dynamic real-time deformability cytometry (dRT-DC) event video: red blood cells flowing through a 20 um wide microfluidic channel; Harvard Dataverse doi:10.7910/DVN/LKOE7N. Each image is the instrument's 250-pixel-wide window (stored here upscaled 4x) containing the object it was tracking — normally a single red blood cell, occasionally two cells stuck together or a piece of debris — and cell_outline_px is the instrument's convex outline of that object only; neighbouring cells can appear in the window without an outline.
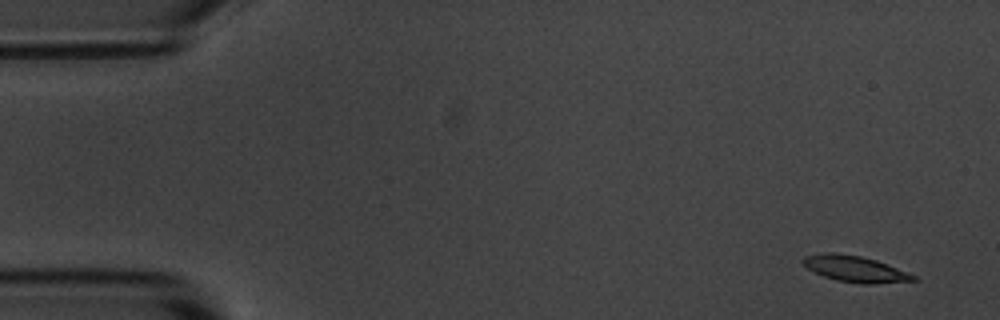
{"species": "common noctule bat (a hibernating species)", "species_latin": "Nyctalus noctula", "temperature_condition": "room temperature", "stored_images_in_passage": 7, "camera_frame_rate_fps": 3000, "um_per_image_px": 0.085, "animal": {"sex": "male", "body_mass_g": 20.1, "forearm_length_mm": 53.5}, "frame": {"image": 1, "passage_image": 1, "time_ms": 0.0, "image_size_px": [1000, 320], "cell_outline_px": [[920, 280], [872, 284], [860, 284], [836, 280], [824, 276], [808, 268], [800, 260], [804, 256], [828, 252], [836, 252], [860, 256], [876, 260], [916, 276]], "centroid_in_image_um": [72.67, 22.86], "position_along_channel_um": 12.3, "area_um2": 16.7}}
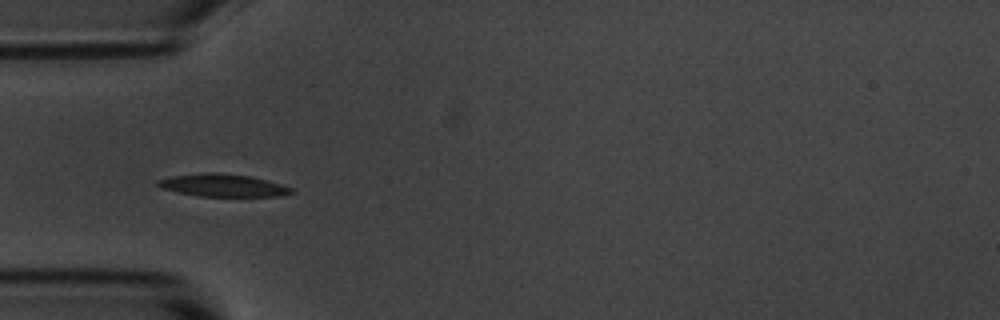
{"frame": {"image": 2, "passage_image": 5, "time_ms": 4.667, "image_size_px": [1000, 320], "cell_outline_px": [[292, 192], [280, 196], [200, 196], [176, 192], [160, 188], [156, 184], [156, 180], [172, 176], [208, 172], [216, 172], [252, 176], [280, 184], [292, 188]], "centroid_in_image_um": [18.89, 15.75], "position_along_channel_um": 66.1, "area_um2": 17.51}}
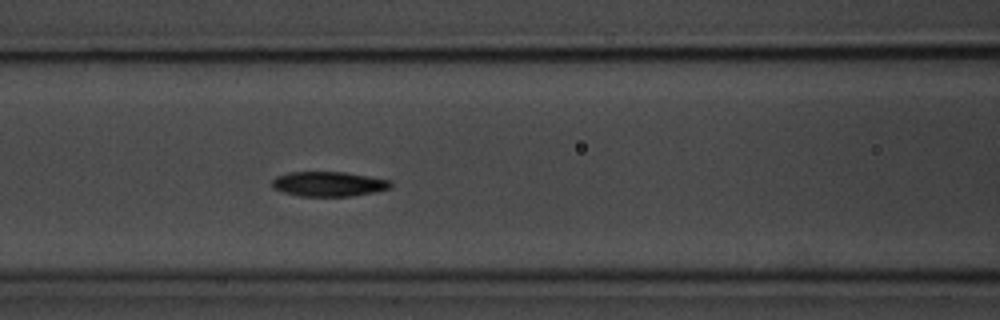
{"frame": {"image": 3, "passage_image": 7, "time_ms": 6.667, "image_size_px": [1000, 320], "cell_outline_px": [[392, 184], [388, 188], [372, 192], [352, 196], [300, 196], [284, 192], [272, 188], [272, 180], [276, 176], [288, 172], [344, 172], [392, 180]], "centroid_in_image_um": [27.9, 15.63], "position_along_channel_um": 138.7, "area_um2": 17.05}}